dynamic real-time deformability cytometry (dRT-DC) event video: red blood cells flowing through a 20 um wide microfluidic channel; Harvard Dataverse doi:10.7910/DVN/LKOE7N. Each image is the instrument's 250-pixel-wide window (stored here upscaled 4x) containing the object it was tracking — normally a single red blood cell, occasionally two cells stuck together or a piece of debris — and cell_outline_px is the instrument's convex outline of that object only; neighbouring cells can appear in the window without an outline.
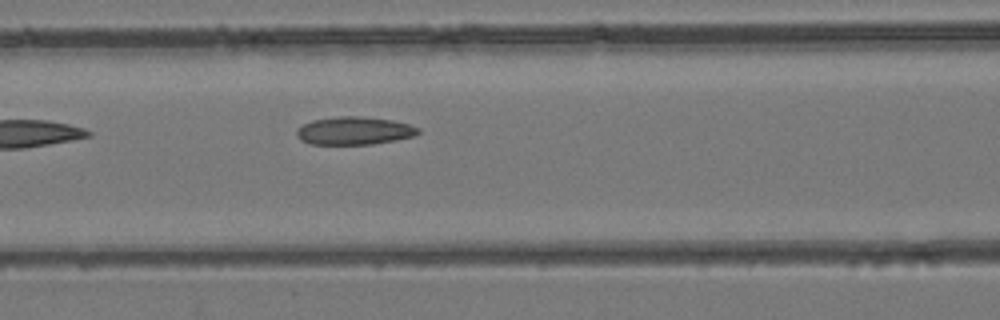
{"species": "common noctule bat (a hibernating species)", "species_latin": "Nyctalus noctula", "temperature_condition": "room temperature", "stored_images_in_passage": 6, "segment_of_instrument_passage": [1, 2], "camera_frame_rate_fps": 3000, "um_per_image_px": 0.085, "animal": {"sex": "female", "body_mass_g": 24.6, "forearm_length_mm": 56.2}, "frame": {"image": 1, "passage_image": 5, "time_ms": 4.667, "image_size_px": [1000, 320], "cell_outline_px": [[420, 132], [416, 136], [396, 140], [372, 144], [308, 144], [300, 140], [296, 136], [296, 128], [312, 120], [340, 116], [360, 116], [392, 120], [408, 124], [420, 128]], "centroid_in_image_um": [30.1, 11.12], "position_along_channel_um": 136.5, "area_um2": 19.94}}